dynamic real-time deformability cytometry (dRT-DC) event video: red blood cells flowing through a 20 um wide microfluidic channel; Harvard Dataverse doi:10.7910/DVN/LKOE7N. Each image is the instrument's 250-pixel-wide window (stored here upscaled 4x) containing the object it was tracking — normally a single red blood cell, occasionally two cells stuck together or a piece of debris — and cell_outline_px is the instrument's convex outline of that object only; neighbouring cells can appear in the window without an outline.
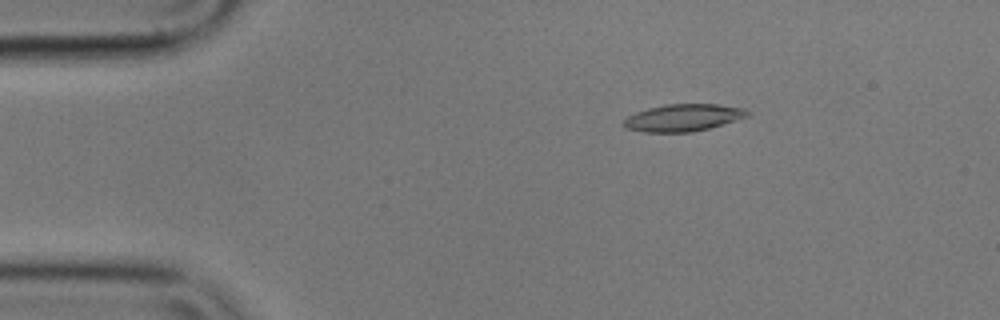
{"species": "common noctule bat (a hibernating species)", "species_latin": "Nyctalus noctula", "temperature_condition": "cold", "stored_images_in_passage": 10, "camera_frame_rate_fps": 3000, "um_per_image_px": 0.085, "animal": {"sex": "male", "body_mass_g": 17.9}, "frame": {"image": 1, "passage_image": 3, "time_ms": 0.667, "image_size_px": [1000, 320], "cell_outline_px": [[752, 112], [748, 116], [708, 128], [692, 132], [640, 132], [624, 128], [620, 124], [628, 116], [636, 112], [648, 108], [664, 104], [720, 104], [744, 108]], "centroid_in_image_um": [58.03, 10.0], "position_along_channel_um": 27.0, "area_um2": 19.71}}